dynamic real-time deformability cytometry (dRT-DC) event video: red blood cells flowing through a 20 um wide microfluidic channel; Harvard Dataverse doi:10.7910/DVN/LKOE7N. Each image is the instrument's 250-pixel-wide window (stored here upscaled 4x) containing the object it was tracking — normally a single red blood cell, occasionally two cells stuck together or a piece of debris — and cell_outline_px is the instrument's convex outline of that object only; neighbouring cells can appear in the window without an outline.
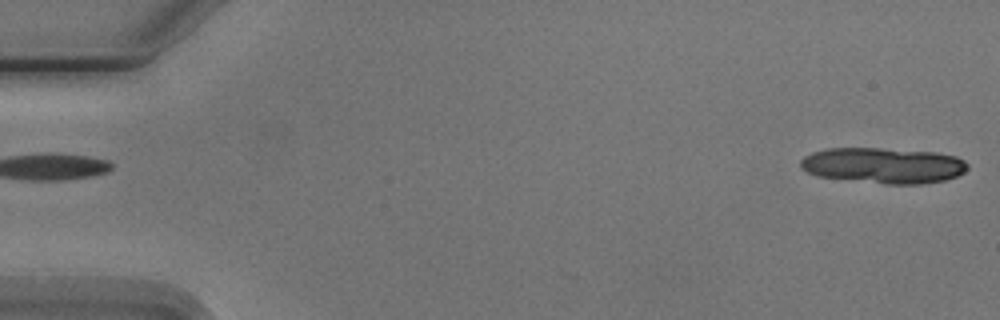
{"species": "Egyptian fruit bat (a non-hibernating species)", "species_latin": "Rousettus aegyptiacus", "temperature_condition": "cold", "stored_images_in_passage": 6, "segment_of_instrument_passage": [2, 2], "camera_frame_rate_fps": 3000, "um_per_image_px": 0.085, "animal": {"sex": "male"}, "frame": {"image": 1, "passage_image": 6, "time_ms": 6.0, "image_size_px": [1000, 320], "cell_outline_px": [[968, 168], [964, 172], [956, 176], [944, 180], [920, 184], [884, 184], [820, 176], [808, 172], [800, 168], [800, 160], [804, 156], [812, 152], [828, 148], [880, 148], [936, 152], [956, 156], [964, 160], [968, 164]], "centroid_in_image_um": [75.09, 14.05], "position_along_channel_um": 9.9, "area_um2": 34.8}}